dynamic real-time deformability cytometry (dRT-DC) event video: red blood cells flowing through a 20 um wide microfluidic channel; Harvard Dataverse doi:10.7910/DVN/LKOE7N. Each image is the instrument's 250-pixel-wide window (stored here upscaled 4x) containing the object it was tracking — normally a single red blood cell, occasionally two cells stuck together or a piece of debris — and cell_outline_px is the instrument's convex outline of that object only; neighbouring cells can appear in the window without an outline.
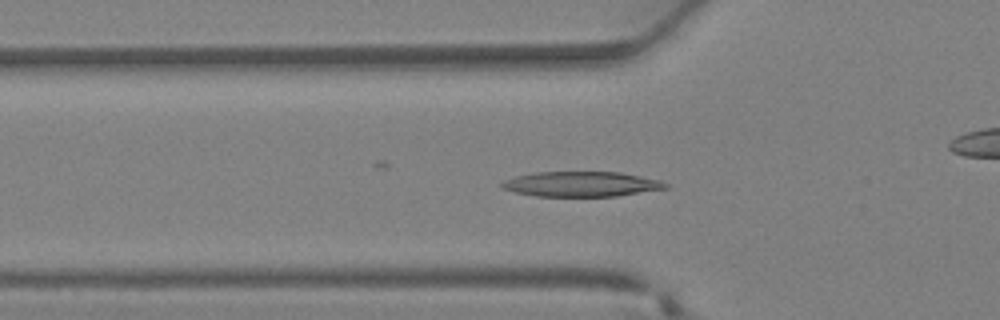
{"species": "Egyptian fruit bat (a non-hibernating species)", "species_latin": "Rousettus aegyptiacus", "temperature_condition": "warm", "stored_images_in_passage": 38, "camera_frame_rate_fps": 3000, "um_per_image_px": 0.085, "animal": {"sex": "female"}, "frame": {"image": 1, "passage_image": 13, "time_ms": 4.0, "image_size_px": [1000, 320], "cell_outline_px": [[672, 188], [616, 196], [536, 196], [512, 192], [500, 188], [500, 184], [504, 180], [516, 176], [536, 172], [620, 172], [660, 180], [672, 184]], "centroid_in_image_um": [49.45, 15.65], "position_along_channel_um": 76.3, "area_um2": 24.22}}
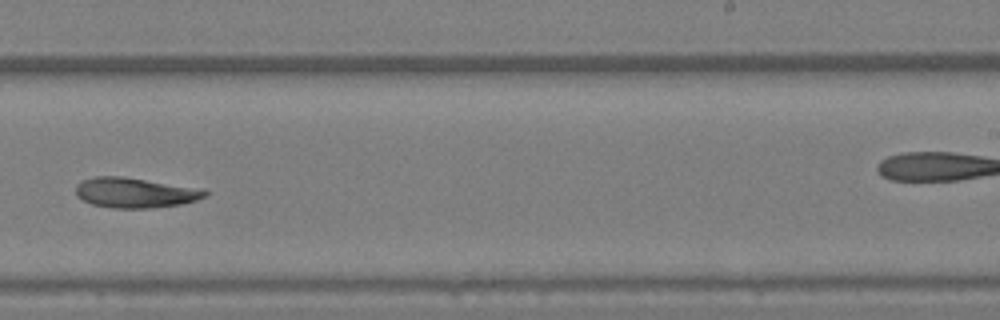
{"frame": {"image": 2, "passage_image": 24, "time_ms": 7.667, "image_size_px": [1000, 320], "cell_outline_px": [[208, 196], [196, 200], [180, 204], [144, 208], [112, 208], [92, 204], [76, 196], [76, 184], [80, 180], [96, 176], [120, 176], [204, 188], [208, 192]], "centroid_in_image_um": [11.49, 16.36], "position_along_channel_um": 277.5, "area_um2": 22.77}}
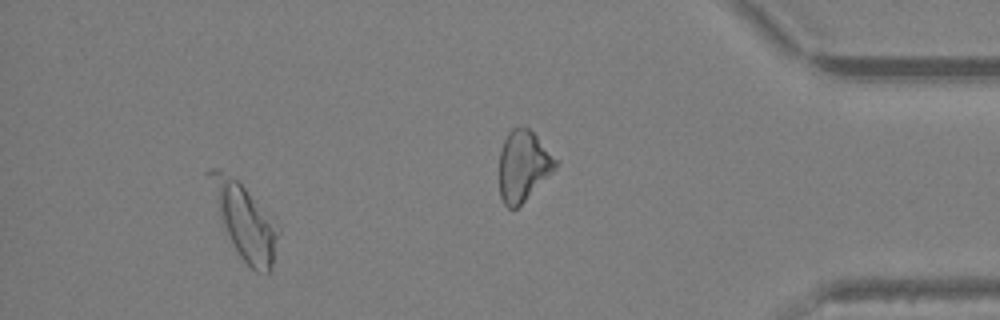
{"frame": {"image": 3, "passage_image": 35, "time_ms": 11.333, "image_size_px": [1000, 320], "cell_outline_px": [[280, 228], [272, 264], [268, 272], [256, 272], [240, 256], [220, 216], [204, 172], [212, 168], [220, 168], [236, 180], [244, 188]], "centroid_in_image_um": [20.76, 18.75], "position_along_channel_um": 414.4, "area_um2": 28.21}}